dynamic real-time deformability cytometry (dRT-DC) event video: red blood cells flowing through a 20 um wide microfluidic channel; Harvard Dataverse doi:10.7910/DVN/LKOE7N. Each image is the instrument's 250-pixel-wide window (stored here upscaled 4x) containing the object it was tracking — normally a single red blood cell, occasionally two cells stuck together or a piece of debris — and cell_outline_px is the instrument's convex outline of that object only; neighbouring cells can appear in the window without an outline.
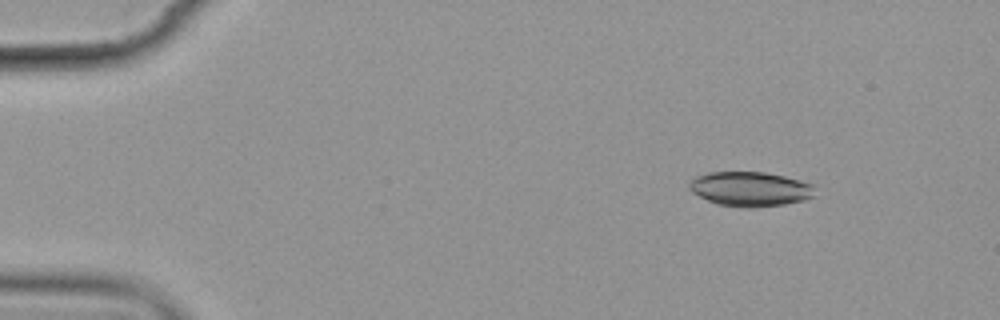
{"species": "common noctule bat (a hibernating species)", "species_latin": "Nyctalus noctula", "temperature_condition": "cold", "stored_images_in_passage": 4, "camera_frame_rate_fps": 3000, "um_per_image_px": 0.085, "animal": {"sex": "female", "body_mass_g": 19.9}, "frame": {"image": 1, "passage_image": 1, "time_ms": 0.0, "image_size_px": [1000, 320], "cell_outline_px": [[816, 196], [804, 200], [784, 204], [756, 208], [744, 208], [716, 204], [692, 192], [688, 188], [688, 180], [696, 176], [708, 172], [764, 172], [784, 176], [816, 184]], "centroid_in_image_um": [63.8, 16.07], "position_along_channel_um": 21.2, "area_um2": 25.84}}
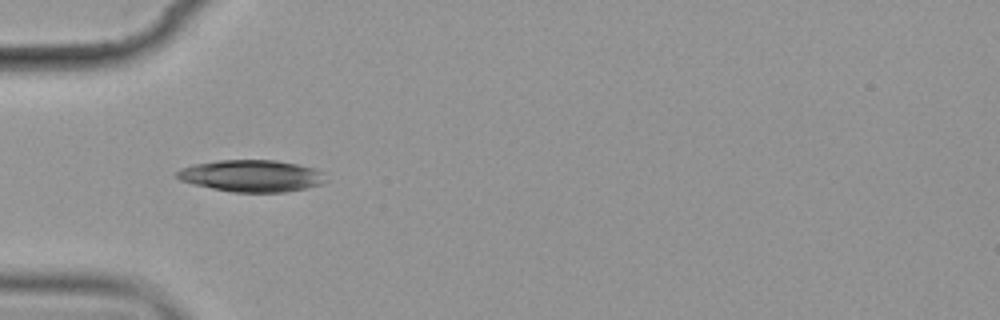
{"frame": {"image": 2, "passage_image": 4, "time_ms": 3.667, "image_size_px": [1000, 320], "cell_outline_px": [[324, 180], [320, 184], [304, 188], [284, 192], [232, 192], [192, 184], [180, 180], [176, 176], [176, 172], [180, 168], [192, 164], [216, 160], [276, 160], [296, 164], [312, 168], [324, 172]], "centroid_in_image_um": [21.32, 14.94], "position_along_channel_um": 63.7, "area_um2": 27.51}}